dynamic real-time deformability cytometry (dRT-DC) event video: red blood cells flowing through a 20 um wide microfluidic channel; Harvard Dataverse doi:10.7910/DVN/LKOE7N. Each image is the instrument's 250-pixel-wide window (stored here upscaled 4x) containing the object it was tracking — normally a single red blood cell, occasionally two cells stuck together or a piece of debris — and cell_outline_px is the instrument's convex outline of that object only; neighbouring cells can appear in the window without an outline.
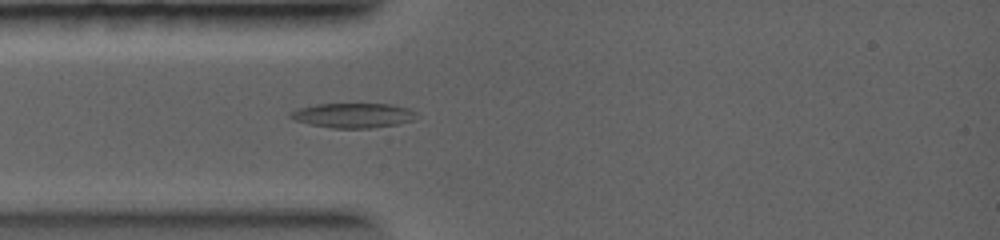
{"species": "common noctule bat (a hibernating species)", "species_latin": "Nyctalus noctula", "temperature_condition": "warm", "stored_images_in_passage": 2, "camera_frame_rate_fps": 5000, "um_per_image_px": 0.085, "animal": {"sex": "female", "body_mass_g": 19.0, "forearm_length_mm": 56.7}, "frame": {"image": 1, "passage_image": 1, "time_ms": 0.0, "image_size_px": [1000, 240], "cell_outline_px": [[416, 112], [412, 120], [396, 124], [372, 128], [332, 128], [308, 124], [296, 120], [288, 116], [288, 112], [296, 108], [316, 104], [388, 104], [408, 108]], "centroid_in_image_um": [29.93, 9.8], "position_along_channel_um": 55.1, "area_um2": 18.09}}